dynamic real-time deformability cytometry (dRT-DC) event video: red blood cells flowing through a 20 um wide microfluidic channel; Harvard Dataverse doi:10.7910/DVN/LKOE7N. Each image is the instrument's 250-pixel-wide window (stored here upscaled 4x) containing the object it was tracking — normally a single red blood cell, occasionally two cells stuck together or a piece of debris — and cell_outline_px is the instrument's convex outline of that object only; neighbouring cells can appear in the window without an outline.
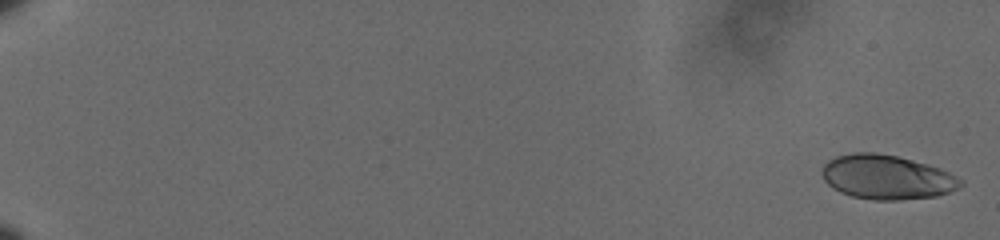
{"species": "human", "species_latin": "Homo sapiens", "temperature_condition": "cold", "stored_images_in_passage": 54, "camera_frame_rate_fps": 3000, "um_per_image_px": 0.085, "donor": {"sex": "male"}, "frame": {"image": 1, "passage_image": 1, "time_ms": 0.0, "image_size_px": [1000, 240], "cell_outline_px": [[964, 184], [960, 188], [936, 196], [900, 200], [872, 200], [852, 196], [840, 192], [832, 188], [824, 180], [820, 172], [824, 164], [828, 160], [836, 156], [852, 152], [876, 152], [896, 156], [928, 164], [940, 168], [964, 180]], "centroid_in_image_um": [75.37, 15.05], "position_along_channel_um": 9.6, "area_um2": 36.13}}
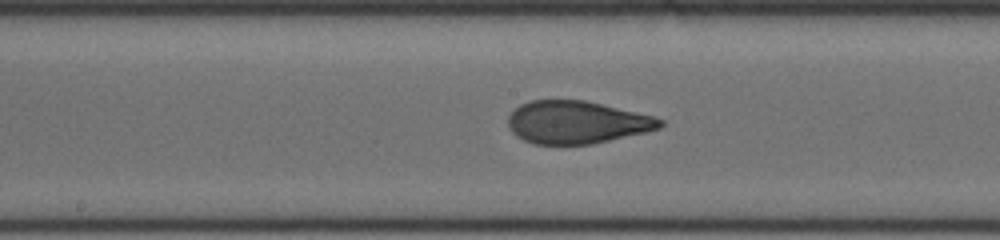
{"frame": {"image": 2, "passage_image": 29, "time_ms": 9.333, "image_size_px": [1000, 240], "cell_outline_px": [[664, 124], [660, 128], [648, 132], [592, 144], [532, 144], [516, 136], [508, 128], [508, 116], [520, 104], [532, 100], [584, 100], [652, 116], [664, 120]], "centroid_in_image_um": [49.01, 10.4], "position_along_channel_um": 199.2, "area_um2": 37.74}}
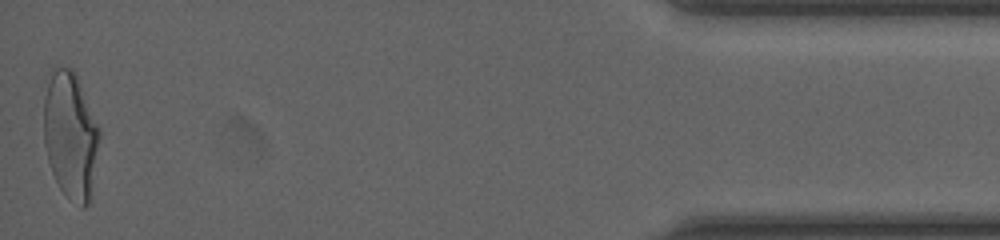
{"frame": {"image": 3, "passage_image": 54, "time_ms": 17.667, "image_size_px": [1000, 240], "cell_outline_px": [[100, 136], [92, 200], [84, 208], [80, 208], [60, 188], [52, 172], [48, 160], [44, 144], [44, 96], [52, 64], [72, 68], [76, 72], [100, 128]], "centroid_in_image_um": [6.01, 11.47], "position_along_channel_um": 429.2, "area_um2": 42.19}, "authors_computed_cell_mechanics": {"area_um2": 38.148, "velocity_mm_per_s": 3.6085, "shape_relaxation_time_tau1_ms": 5.8504, "shape_relaxation_time_tau2_ms": 0.7449, "deformation_change_tau1": 0.1894, "deformation_change_tau2": 0.0676}}